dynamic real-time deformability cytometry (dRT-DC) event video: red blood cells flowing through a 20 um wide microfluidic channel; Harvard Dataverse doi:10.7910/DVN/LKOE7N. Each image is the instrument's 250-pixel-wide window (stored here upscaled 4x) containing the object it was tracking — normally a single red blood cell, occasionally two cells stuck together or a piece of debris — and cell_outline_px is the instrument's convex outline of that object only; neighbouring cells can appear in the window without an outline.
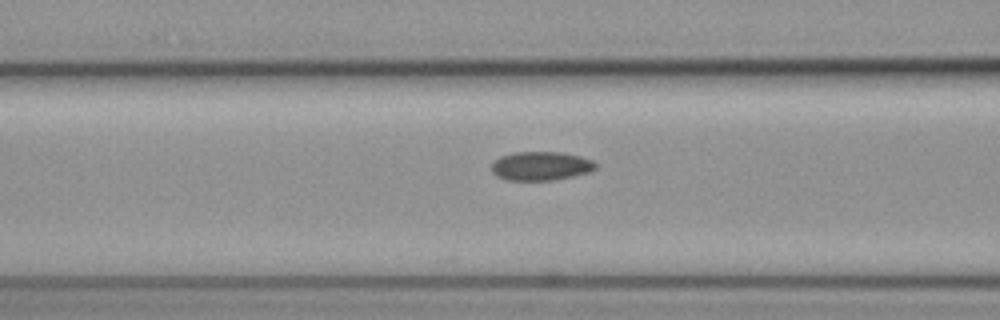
{"species": "common noctule bat (a hibernating species)", "species_latin": "Nyctalus noctula", "temperature_condition": "cold", "stored_images_in_passage": 5, "camera_frame_rate_fps": 3000, "um_per_image_px": 0.085, "animal": {"sex": "female", "body_mass_g": 19.3, "forearm_length_mm": 54.1}, "frame": {"image": 1, "passage_image": 5, "time_ms": 1.333, "image_size_px": [1000, 320], "cell_outline_px": [[596, 168], [588, 172], [572, 176], [552, 180], [508, 180], [496, 176], [492, 172], [492, 164], [500, 156], [512, 152], [560, 152], [580, 156], [592, 160], [596, 164]], "centroid_in_image_um": [45.95, 14.1], "position_along_channel_um": 120.6, "area_um2": 17.4}}